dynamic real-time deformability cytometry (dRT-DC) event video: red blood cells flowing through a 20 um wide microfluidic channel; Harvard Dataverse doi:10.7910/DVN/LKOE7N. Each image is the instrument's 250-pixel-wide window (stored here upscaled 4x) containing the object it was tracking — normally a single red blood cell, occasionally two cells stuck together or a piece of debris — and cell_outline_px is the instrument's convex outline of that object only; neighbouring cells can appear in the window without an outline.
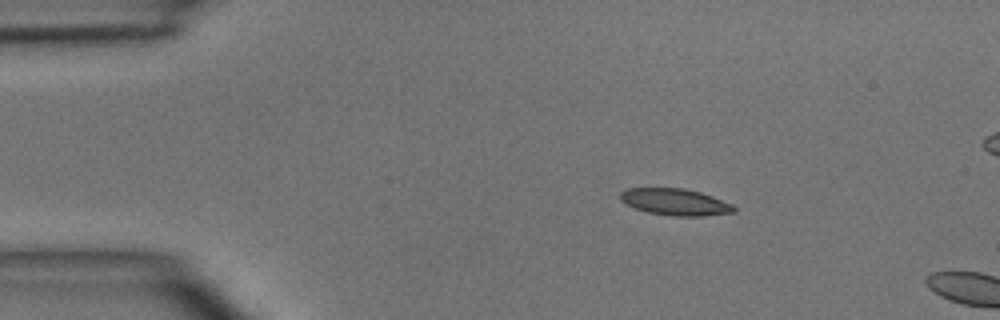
{"species": "common noctule bat (a hibernating species)", "species_latin": "Nyctalus noctula", "temperature_condition": "room temperature", "stored_images_in_passage": 3, "camera_frame_rate_fps": 3000, "um_per_image_px": 0.085, "animal": {"sex": "male", "body_mass_g": 15.6}, "frame": {"image": 1, "passage_image": 2, "time_ms": 1.0, "image_size_px": [1000, 320], "cell_outline_px": [[736, 212], [704, 216], [672, 216], [648, 212], [636, 208], [620, 200], [620, 192], [628, 188], [684, 188], [700, 192], [712, 196], [732, 204], [736, 208]], "centroid_in_image_um": [57.42, 17.17], "position_along_channel_um": 27.6, "area_um2": 17.63}}